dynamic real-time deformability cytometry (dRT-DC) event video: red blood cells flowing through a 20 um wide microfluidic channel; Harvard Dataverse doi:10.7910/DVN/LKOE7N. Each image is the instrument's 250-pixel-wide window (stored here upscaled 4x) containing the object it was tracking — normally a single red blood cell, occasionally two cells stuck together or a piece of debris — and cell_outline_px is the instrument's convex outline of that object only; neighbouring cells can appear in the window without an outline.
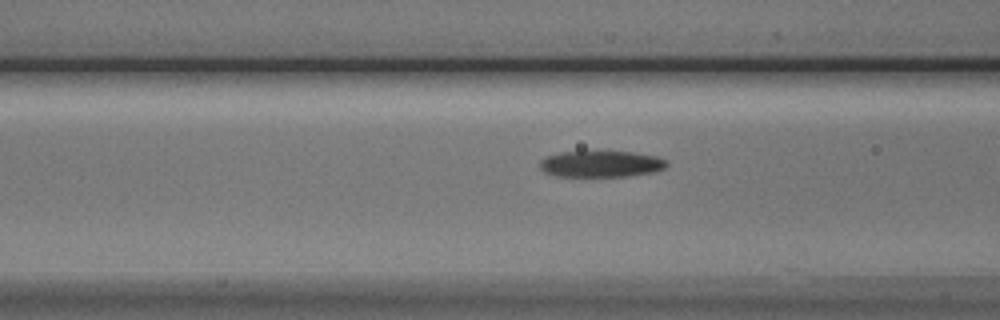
{"species": "Egyptian fruit bat (a non-hibernating species)", "species_latin": "Rousettus aegyptiacus", "temperature_condition": "cold", "stored_images_in_passage": 18, "camera_frame_rate_fps": 3000, "um_per_image_px": 0.085, "animal": {"sex": "male"}, "frame": {"image": 1, "passage_image": 16, "time_ms": 5.0, "image_size_px": [1000, 320], "cell_outline_px": [[668, 164], [664, 168], [656, 172], [628, 176], [556, 176], [544, 172], [540, 168], [540, 160], [548, 156], [560, 152], [632, 152], [656, 156], [668, 160]], "centroid_in_image_um": [51.12, 13.94], "position_along_channel_um": 115.5, "area_um2": 19.42}}